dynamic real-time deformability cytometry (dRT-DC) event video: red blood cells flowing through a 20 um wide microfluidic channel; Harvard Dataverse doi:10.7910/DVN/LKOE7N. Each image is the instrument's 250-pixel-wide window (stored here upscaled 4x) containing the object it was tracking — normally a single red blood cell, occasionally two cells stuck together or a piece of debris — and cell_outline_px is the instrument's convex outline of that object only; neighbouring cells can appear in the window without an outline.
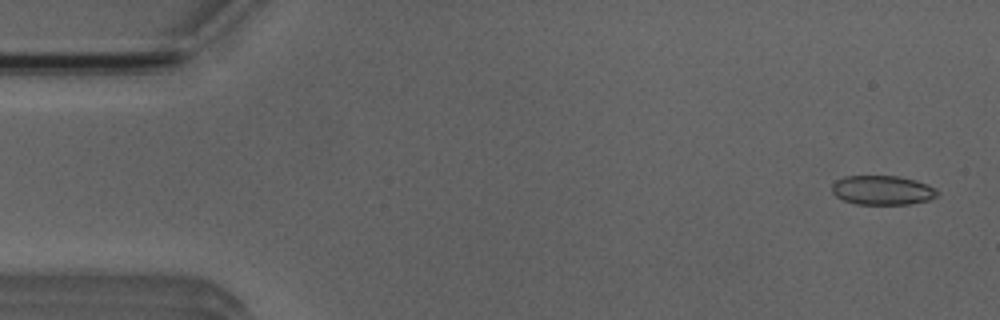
{"species": "Egyptian fruit bat (a non-hibernating species)", "species_latin": "Rousettus aegyptiacus", "temperature_condition": "room temperature", "stored_images_in_passage": 7, "camera_frame_rate_fps": 3000, "um_per_image_px": 0.085, "animal": {"sex": "male"}, "frame": {"image": 1, "passage_image": 1, "time_ms": 0.0, "image_size_px": [1000, 320], "cell_outline_px": [[940, 192], [936, 196], [928, 200], [908, 204], [856, 204], [844, 200], [836, 196], [832, 192], [832, 184], [836, 180], [844, 176], [896, 176], [916, 180], [928, 184], [936, 188]], "centroid_in_image_um": [75.01, 16.16], "position_along_channel_um": 10.0, "area_um2": 18.03}}